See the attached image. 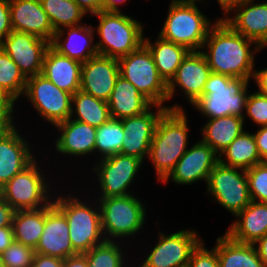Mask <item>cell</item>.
<instances>
[{
  "label": "cell",
  "instance_id": "cell-22",
  "mask_svg": "<svg viewBox=\"0 0 267 267\" xmlns=\"http://www.w3.org/2000/svg\"><path fill=\"white\" fill-rule=\"evenodd\" d=\"M15 124L0 136V189L34 159Z\"/></svg>",
  "mask_w": 267,
  "mask_h": 267
},
{
  "label": "cell",
  "instance_id": "cell-52",
  "mask_svg": "<svg viewBox=\"0 0 267 267\" xmlns=\"http://www.w3.org/2000/svg\"><path fill=\"white\" fill-rule=\"evenodd\" d=\"M127 0H103L102 11L105 12H121L118 7L120 4H124ZM119 4V5H118Z\"/></svg>",
  "mask_w": 267,
  "mask_h": 267
},
{
  "label": "cell",
  "instance_id": "cell-23",
  "mask_svg": "<svg viewBox=\"0 0 267 267\" xmlns=\"http://www.w3.org/2000/svg\"><path fill=\"white\" fill-rule=\"evenodd\" d=\"M67 30V37L64 34ZM54 33L50 46L63 56L80 61H88L90 58L99 55L97 45L93 43L95 29L90 26L78 25L66 27ZM63 37V40H62ZM94 44V45H93Z\"/></svg>",
  "mask_w": 267,
  "mask_h": 267
},
{
  "label": "cell",
  "instance_id": "cell-5",
  "mask_svg": "<svg viewBox=\"0 0 267 267\" xmlns=\"http://www.w3.org/2000/svg\"><path fill=\"white\" fill-rule=\"evenodd\" d=\"M120 76L131 82L153 104L168 110H184L180 105L164 106L168 100V84L160 76L152 54L143 44L137 50L118 59Z\"/></svg>",
  "mask_w": 267,
  "mask_h": 267
},
{
  "label": "cell",
  "instance_id": "cell-56",
  "mask_svg": "<svg viewBox=\"0 0 267 267\" xmlns=\"http://www.w3.org/2000/svg\"><path fill=\"white\" fill-rule=\"evenodd\" d=\"M0 267H4L3 262H2V258H1V254H0Z\"/></svg>",
  "mask_w": 267,
  "mask_h": 267
},
{
  "label": "cell",
  "instance_id": "cell-43",
  "mask_svg": "<svg viewBox=\"0 0 267 267\" xmlns=\"http://www.w3.org/2000/svg\"><path fill=\"white\" fill-rule=\"evenodd\" d=\"M14 105H0V136L14 125Z\"/></svg>",
  "mask_w": 267,
  "mask_h": 267
},
{
  "label": "cell",
  "instance_id": "cell-21",
  "mask_svg": "<svg viewBox=\"0 0 267 267\" xmlns=\"http://www.w3.org/2000/svg\"><path fill=\"white\" fill-rule=\"evenodd\" d=\"M9 5L14 31L32 34L51 43L55 31L40 0H9Z\"/></svg>",
  "mask_w": 267,
  "mask_h": 267
},
{
  "label": "cell",
  "instance_id": "cell-1",
  "mask_svg": "<svg viewBox=\"0 0 267 267\" xmlns=\"http://www.w3.org/2000/svg\"><path fill=\"white\" fill-rule=\"evenodd\" d=\"M255 44L256 47L251 46ZM201 51L213 73L248 81L254 74V54L261 48L252 40L234 31L219 18L210 28Z\"/></svg>",
  "mask_w": 267,
  "mask_h": 267
},
{
  "label": "cell",
  "instance_id": "cell-8",
  "mask_svg": "<svg viewBox=\"0 0 267 267\" xmlns=\"http://www.w3.org/2000/svg\"><path fill=\"white\" fill-rule=\"evenodd\" d=\"M98 199L105 241L134 236L142 229L147 212L139 198L131 194Z\"/></svg>",
  "mask_w": 267,
  "mask_h": 267
},
{
  "label": "cell",
  "instance_id": "cell-10",
  "mask_svg": "<svg viewBox=\"0 0 267 267\" xmlns=\"http://www.w3.org/2000/svg\"><path fill=\"white\" fill-rule=\"evenodd\" d=\"M206 184L207 192L234 216L252 201L244 169L218 162L210 172Z\"/></svg>",
  "mask_w": 267,
  "mask_h": 267
},
{
  "label": "cell",
  "instance_id": "cell-34",
  "mask_svg": "<svg viewBox=\"0 0 267 267\" xmlns=\"http://www.w3.org/2000/svg\"><path fill=\"white\" fill-rule=\"evenodd\" d=\"M55 32L82 24L85 13L74 0H40Z\"/></svg>",
  "mask_w": 267,
  "mask_h": 267
},
{
  "label": "cell",
  "instance_id": "cell-14",
  "mask_svg": "<svg viewBox=\"0 0 267 267\" xmlns=\"http://www.w3.org/2000/svg\"><path fill=\"white\" fill-rule=\"evenodd\" d=\"M50 42L25 32L12 31L0 42V48L16 63L26 78L42 72Z\"/></svg>",
  "mask_w": 267,
  "mask_h": 267
},
{
  "label": "cell",
  "instance_id": "cell-3",
  "mask_svg": "<svg viewBox=\"0 0 267 267\" xmlns=\"http://www.w3.org/2000/svg\"><path fill=\"white\" fill-rule=\"evenodd\" d=\"M248 83L244 78L212 72L204 85L202 96L191 105L207 119L235 115L245 120Z\"/></svg>",
  "mask_w": 267,
  "mask_h": 267
},
{
  "label": "cell",
  "instance_id": "cell-37",
  "mask_svg": "<svg viewBox=\"0 0 267 267\" xmlns=\"http://www.w3.org/2000/svg\"><path fill=\"white\" fill-rule=\"evenodd\" d=\"M119 246L120 243H117L116 239L104 241L83 253L87 258L88 267H124V253Z\"/></svg>",
  "mask_w": 267,
  "mask_h": 267
},
{
  "label": "cell",
  "instance_id": "cell-29",
  "mask_svg": "<svg viewBox=\"0 0 267 267\" xmlns=\"http://www.w3.org/2000/svg\"><path fill=\"white\" fill-rule=\"evenodd\" d=\"M206 122L201 130L203 135L201 140L218 155L244 132V119L239 116L229 115L208 119Z\"/></svg>",
  "mask_w": 267,
  "mask_h": 267
},
{
  "label": "cell",
  "instance_id": "cell-19",
  "mask_svg": "<svg viewBox=\"0 0 267 267\" xmlns=\"http://www.w3.org/2000/svg\"><path fill=\"white\" fill-rule=\"evenodd\" d=\"M119 75L117 58L94 56L82 63L80 90L108 102Z\"/></svg>",
  "mask_w": 267,
  "mask_h": 267
},
{
  "label": "cell",
  "instance_id": "cell-45",
  "mask_svg": "<svg viewBox=\"0 0 267 267\" xmlns=\"http://www.w3.org/2000/svg\"><path fill=\"white\" fill-rule=\"evenodd\" d=\"M31 267H63V259L35 253Z\"/></svg>",
  "mask_w": 267,
  "mask_h": 267
},
{
  "label": "cell",
  "instance_id": "cell-49",
  "mask_svg": "<svg viewBox=\"0 0 267 267\" xmlns=\"http://www.w3.org/2000/svg\"><path fill=\"white\" fill-rule=\"evenodd\" d=\"M253 80L258 87L257 92L267 95V68L258 71L254 70Z\"/></svg>",
  "mask_w": 267,
  "mask_h": 267
},
{
  "label": "cell",
  "instance_id": "cell-18",
  "mask_svg": "<svg viewBox=\"0 0 267 267\" xmlns=\"http://www.w3.org/2000/svg\"><path fill=\"white\" fill-rule=\"evenodd\" d=\"M212 73L206 58L200 51H189L178 67L175 76L168 83V101L175 94L176 85L184 97L193 104L200 96L204 85Z\"/></svg>",
  "mask_w": 267,
  "mask_h": 267
},
{
  "label": "cell",
  "instance_id": "cell-33",
  "mask_svg": "<svg viewBox=\"0 0 267 267\" xmlns=\"http://www.w3.org/2000/svg\"><path fill=\"white\" fill-rule=\"evenodd\" d=\"M71 106L70 118L96 128L111 118L108 102L97 99L82 90H78L72 95Z\"/></svg>",
  "mask_w": 267,
  "mask_h": 267
},
{
  "label": "cell",
  "instance_id": "cell-2",
  "mask_svg": "<svg viewBox=\"0 0 267 267\" xmlns=\"http://www.w3.org/2000/svg\"><path fill=\"white\" fill-rule=\"evenodd\" d=\"M184 110H167L159 119L148 158L162 182L188 150V122Z\"/></svg>",
  "mask_w": 267,
  "mask_h": 267
},
{
  "label": "cell",
  "instance_id": "cell-20",
  "mask_svg": "<svg viewBox=\"0 0 267 267\" xmlns=\"http://www.w3.org/2000/svg\"><path fill=\"white\" fill-rule=\"evenodd\" d=\"M35 253L65 259L78 254L69 238V225L65 215L53 204L45 207V224Z\"/></svg>",
  "mask_w": 267,
  "mask_h": 267
},
{
  "label": "cell",
  "instance_id": "cell-32",
  "mask_svg": "<svg viewBox=\"0 0 267 267\" xmlns=\"http://www.w3.org/2000/svg\"><path fill=\"white\" fill-rule=\"evenodd\" d=\"M45 224V207L39 209L16 210L12 227L14 240L36 249Z\"/></svg>",
  "mask_w": 267,
  "mask_h": 267
},
{
  "label": "cell",
  "instance_id": "cell-41",
  "mask_svg": "<svg viewBox=\"0 0 267 267\" xmlns=\"http://www.w3.org/2000/svg\"><path fill=\"white\" fill-rule=\"evenodd\" d=\"M202 240L192 251L187 267H220L216 249L208 250Z\"/></svg>",
  "mask_w": 267,
  "mask_h": 267
},
{
  "label": "cell",
  "instance_id": "cell-27",
  "mask_svg": "<svg viewBox=\"0 0 267 267\" xmlns=\"http://www.w3.org/2000/svg\"><path fill=\"white\" fill-rule=\"evenodd\" d=\"M154 106L155 104L138 91L131 82L119 75L108 100L112 118L120 120L136 116Z\"/></svg>",
  "mask_w": 267,
  "mask_h": 267
},
{
  "label": "cell",
  "instance_id": "cell-15",
  "mask_svg": "<svg viewBox=\"0 0 267 267\" xmlns=\"http://www.w3.org/2000/svg\"><path fill=\"white\" fill-rule=\"evenodd\" d=\"M155 107L156 113L150 107L139 115L120 119L124 133L121 154L137 157L143 162L148 157L157 123L168 110L161 105L155 104Z\"/></svg>",
  "mask_w": 267,
  "mask_h": 267
},
{
  "label": "cell",
  "instance_id": "cell-30",
  "mask_svg": "<svg viewBox=\"0 0 267 267\" xmlns=\"http://www.w3.org/2000/svg\"><path fill=\"white\" fill-rule=\"evenodd\" d=\"M144 45L152 54L158 73L168 84L189 50L182 45L165 40L159 35L154 43L149 38H144Z\"/></svg>",
  "mask_w": 267,
  "mask_h": 267
},
{
  "label": "cell",
  "instance_id": "cell-51",
  "mask_svg": "<svg viewBox=\"0 0 267 267\" xmlns=\"http://www.w3.org/2000/svg\"><path fill=\"white\" fill-rule=\"evenodd\" d=\"M254 245L259 254L260 260L267 267V234L254 243Z\"/></svg>",
  "mask_w": 267,
  "mask_h": 267
},
{
  "label": "cell",
  "instance_id": "cell-44",
  "mask_svg": "<svg viewBox=\"0 0 267 267\" xmlns=\"http://www.w3.org/2000/svg\"><path fill=\"white\" fill-rule=\"evenodd\" d=\"M253 135L261 160L267 161V126L260 127Z\"/></svg>",
  "mask_w": 267,
  "mask_h": 267
},
{
  "label": "cell",
  "instance_id": "cell-26",
  "mask_svg": "<svg viewBox=\"0 0 267 267\" xmlns=\"http://www.w3.org/2000/svg\"><path fill=\"white\" fill-rule=\"evenodd\" d=\"M225 232L240 243L254 244L267 234V203L251 201Z\"/></svg>",
  "mask_w": 267,
  "mask_h": 267
},
{
  "label": "cell",
  "instance_id": "cell-4",
  "mask_svg": "<svg viewBox=\"0 0 267 267\" xmlns=\"http://www.w3.org/2000/svg\"><path fill=\"white\" fill-rule=\"evenodd\" d=\"M97 33L101 40L96 42L99 55L119 59L137 50L144 44L141 22L122 12L100 11Z\"/></svg>",
  "mask_w": 267,
  "mask_h": 267
},
{
  "label": "cell",
  "instance_id": "cell-38",
  "mask_svg": "<svg viewBox=\"0 0 267 267\" xmlns=\"http://www.w3.org/2000/svg\"><path fill=\"white\" fill-rule=\"evenodd\" d=\"M252 201L267 203V161L246 170Z\"/></svg>",
  "mask_w": 267,
  "mask_h": 267
},
{
  "label": "cell",
  "instance_id": "cell-28",
  "mask_svg": "<svg viewBox=\"0 0 267 267\" xmlns=\"http://www.w3.org/2000/svg\"><path fill=\"white\" fill-rule=\"evenodd\" d=\"M216 241L214 248L220 267H266L254 244L237 242L226 233Z\"/></svg>",
  "mask_w": 267,
  "mask_h": 267
},
{
  "label": "cell",
  "instance_id": "cell-17",
  "mask_svg": "<svg viewBox=\"0 0 267 267\" xmlns=\"http://www.w3.org/2000/svg\"><path fill=\"white\" fill-rule=\"evenodd\" d=\"M244 0L232 6L222 17L234 31L254 41L261 49L267 47V2ZM236 12L232 18L230 12Z\"/></svg>",
  "mask_w": 267,
  "mask_h": 267
},
{
  "label": "cell",
  "instance_id": "cell-54",
  "mask_svg": "<svg viewBox=\"0 0 267 267\" xmlns=\"http://www.w3.org/2000/svg\"><path fill=\"white\" fill-rule=\"evenodd\" d=\"M0 105H15L0 89Z\"/></svg>",
  "mask_w": 267,
  "mask_h": 267
},
{
  "label": "cell",
  "instance_id": "cell-50",
  "mask_svg": "<svg viewBox=\"0 0 267 267\" xmlns=\"http://www.w3.org/2000/svg\"><path fill=\"white\" fill-rule=\"evenodd\" d=\"M63 267H88L87 258L81 253L69 256L63 260Z\"/></svg>",
  "mask_w": 267,
  "mask_h": 267
},
{
  "label": "cell",
  "instance_id": "cell-35",
  "mask_svg": "<svg viewBox=\"0 0 267 267\" xmlns=\"http://www.w3.org/2000/svg\"><path fill=\"white\" fill-rule=\"evenodd\" d=\"M26 82L16 63L0 48V89L14 104L24 95Z\"/></svg>",
  "mask_w": 267,
  "mask_h": 267
},
{
  "label": "cell",
  "instance_id": "cell-11",
  "mask_svg": "<svg viewBox=\"0 0 267 267\" xmlns=\"http://www.w3.org/2000/svg\"><path fill=\"white\" fill-rule=\"evenodd\" d=\"M24 94L39 116L53 126L70 118L72 94L59 89L41 73L27 78Z\"/></svg>",
  "mask_w": 267,
  "mask_h": 267
},
{
  "label": "cell",
  "instance_id": "cell-6",
  "mask_svg": "<svg viewBox=\"0 0 267 267\" xmlns=\"http://www.w3.org/2000/svg\"><path fill=\"white\" fill-rule=\"evenodd\" d=\"M54 196L53 204L65 215L69 238L77 253H85L105 239L101 228L100 207L87 205L76 196ZM94 208V209H93ZM99 209V210H98ZM102 236V237H101Z\"/></svg>",
  "mask_w": 267,
  "mask_h": 267
},
{
  "label": "cell",
  "instance_id": "cell-25",
  "mask_svg": "<svg viewBox=\"0 0 267 267\" xmlns=\"http://www.w3.org/2000/svg\"><path fill=\"white\" fill-rule=\"evenodd\" d=\"M81 68L80 61L63 56L50 46L43 60L41 74L59 89L73 95L80 90Z\"/></svg>",
  "mask_w": 267,
  "mask_h": 267
},
{
  "label": "cell",
  "instance_id": "cell-39",
  "mask_svg": "<svg viewBox=\"0 0 267 267\" xmlns=\"http://www.w3.org/2000/svg\"><path fill=\"white\" fill-rule=\"evenodd\" d=\"M35 249L15 241L1 254L4 267H31Z\"/></svg>",
  "mask_w": 267,
  "mask_h": 267
},
{
  "label": "cell",
  "instance_id": "cell-36",
  "mask_svg": "<svg viewBox=\"0 0 267 267\" xmlns=\"http://www.w3.org/2000/svg\"><path fill=\"white\" fill-rule=\"evenodd\" d=\"M123 137L121 120L111 117L106 123L96 128L95 152L102 154L103 158L121 153Z\"/></svg>",
  "mask_w": 267,
  "mask_h": 267
},
{
  "label": "cell",
  "instance_id": "cell-53",
  "mask_svg": "<svg viewBox=\"0 0 267 267\" xmlns=\"http://www.w3.org/2000/svg\"><path fill=\"white\" fill-rule=\"evenodd\" d=\"M219 3V6L222 8L223 13H226L232 6L243 2L244 0H217Z\"/></svg>",
  "mask_w": 267,
  "mask_h": 267
},
{
  "label": "cell",
  "instance_id": "cell-40",
  "mask_svg": "<svg viewBox=\"0 0 267 267\" xmlns=\"http://www.w3.org/2000/svg\"><path fill=\"white\" fill-rule=\"evenodd\" d=\"M245 113L259 127L267 126V95L259 92L249 94L246 100Z\"/></svg>",
  "mask_w": 267,
  "mask_h": 267
},
{
  "label": "cell",
  "instance_id": "cell-42",
  "mask_svg": "<svg viewBox=\"0 0 267 267\" xmlns=\"http://www.w3.org/2000/svg\"><path fill=\"white\" fill-rule=\"evenodd\" d=\"M12 31L9 0H0V42Z\"/></svg>",
  "mask_w": 267,
  "mask_h": 267
},
{
  "label": "cell",
  "instance_id": "cell-16",
  "mask_svg": "<svg viewBox=\"0 0 267 267\" xmlns=\"http://www.w3.org/2000/svg\"><path fill=\"white\" fill-rule=\"evenodd\" d=\"M218 162L219 155L200 140L185 152L162 182L166 184L170 178L180 185H190L199 180H205L207 183L210 172Z\"/></svg>",
  "mask_w": 267,
  "mask_h": 267
},
{
  "label": "cell",
  "instance_id": "cell-7",
  "mask_svg": "<svg viewBox=\"0 0 267 267\" xmlns=\"http://www.w3.org/2000/svg\"><path fill=\"white\" fill-rule=\"evenodd\" d=\"M211 23L196 5L171 1L165 23L158 34L163 39L186 47L189 51L203 50Z\"/></svg>",
  "mask_w": 267,
  "mask_h": 267
},
{
  "label": "cell",
  "instance_id": "cell-9",
  "mask_svg": "<svg viewBox=\"0 0 267 267\" xmlns=\"http://www.w3.org/2000/svg\"><path fill=\"white\" fill-rule=\"evenodd\" d=\"M36 158L0 189V196L16 211L48 206L49 185ZM40 169V170H39Z\"/></svg>",
  "mask_w": 267,
  "mask_h": 267
},
{
  "label": "cell",
  "instance_id": "cell-46",
  "mask_svg": "<svg viewBox=\"0 0 267 267\" xmlns=\"http://www.w3.org/2000/svg\"><path fill=\"white\" fill-rule=\"evenodd\" d=\"M15 210L0 196V227H12Z\"/></svg>",
  "mask_w": 267,
  "mask_h": 267
},
{
  "label": "cell",
  "instance_id": "cell-12",
  "mask_svg": "<svg viewBox=\"0 0 267 267\" xmlns=\"http://www.w3.org/2000/svg\"><path fill=\"white\" fill-rule=\"evenodd\" d=\"M94 165V174L98 177L100 198L131 195L128 188L134 182L143 161L137 157L121 153L99 158ZM128 190V191H127Z\"/></svg>",
  "mask_w": 267,
  "mask_h": 267
},
{
  "label": "cell",
  "instance_id": "cell-55",
  "mask_svg": "<svg viewBox=\"0 0 267 267\" xmlns=\"http://www.w3.org/2000/svg\"><path fill=\"white\" fill-rule=\"evenodd\" d=\"M175 2L181 3V4H190V5H196L198 1L202 0H174Z\"/></svg>",
  "mask_w": 267,
  "mask_h": 267
},
{
  "label": "cell",
  "instance_id": "cell-24",
  "mask_svg": "<svg viewBox=\"0 0 267 267\" xmlns=\"http://www.w3.org/2000/svg\"><path fill=\"white\" fill-rule=\"evenodd\" d=\"M54 127L61 133L54 142L57 152L63 155L84 157L95 151L96 127L72 118Z\"/></svg>",
  "mask_w": 267,
  "mask_h": 267
},
{
  "label": "cell",
  "instance_id": "cell-31",
  "mask_svg": "<svg viewBox=\"0 0 267 267\" xmlns=\"http://www.w3.org/2000/svg\"><path fill=\"white\" fill-rule=\"evenodd\" d=\"M225 155V158L223 156ZM226 161H225V160ZM219 162L226 166L250 169L263 162L257 151L253 133L244 131L237 136L232 143L219 154Z\"/></svg>",
  "mask_w": 267,
  "mask_h": 267
},
{
  "label": "cell",
  "instance_id": "cell-47",
  "mask_svg": "<svg viewBox=\"0 0 267 267\" xmlns=\"http://www.w3.org/2000/svg\"><path fill=\"white\" fill-rule=\"evenodd\" d=\"M77 5L85 12L96 14L102 11L103 0H74Z\"/></svg>",
  "mask_w": 267,
  "mask_h": 267
},
{
  "label": "cell",
  "instance_id": "cell-48",
  "mask_svg": "<svg viewBox=\"0 0 267 267\" xmlns=\"http://www.w3.org/2000/svg\"><path fill=\"white\" fill-rule=\"evenodd\" d=\"M13 242V227H0V254H2Z\"/></svg>",
  "mask_w": 267,
  "mask_h": 267
},
{
  "label": "cell",
  "instance_id": "cell-13",
  "mask_svg": "<svg viewBox=\"0 0 267 267\" xmlns=\"http://www.w3.org/2000/svg\"><path fill=\"white\" fill-rule=\"evenodd\" d=\"M159 241L139 267H187L192 251L202 241L194 230L159 232Z\"/></svg>",
  "mask_w": 267,
  "mask_h": 267
}]
</instances>
